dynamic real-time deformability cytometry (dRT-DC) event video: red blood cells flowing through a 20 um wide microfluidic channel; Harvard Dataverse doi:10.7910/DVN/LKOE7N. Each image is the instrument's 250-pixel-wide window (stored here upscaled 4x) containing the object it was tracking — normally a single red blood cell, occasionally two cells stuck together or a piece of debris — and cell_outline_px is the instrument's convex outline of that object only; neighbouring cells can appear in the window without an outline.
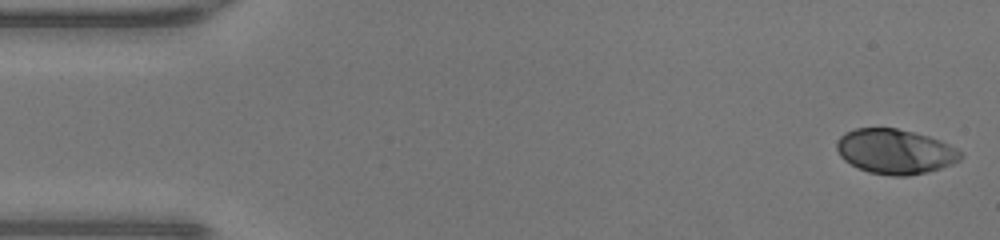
{"species": "human", "species_latin": "Homo sapiens", "temperature_condition": "warm", "stored_images_in_passage": 11, "camera_frame_rate_fps": 3000, "um_per_image_px": 0.085, "donor": {"sex": "male"}, "frame": {"image": 1, "passage_image": 1, "time_ms": 0.0, "image_size_px": [1000, 240], "cell_outline_px": [[964, 156], [960, 160], [952, 164], [928, 172], [908, 176], [892, 176], [868, 172], [844, 160], [840, 156], [836, 148], [836, 140], [844, 132], [856, 128], [896, 128], [928, 136], [940, 140], [964, 152]], "centroid_in_image_um": [76.09, 12.88], "position_along_channel_um": 8.9, "area_um2": 32.54}}